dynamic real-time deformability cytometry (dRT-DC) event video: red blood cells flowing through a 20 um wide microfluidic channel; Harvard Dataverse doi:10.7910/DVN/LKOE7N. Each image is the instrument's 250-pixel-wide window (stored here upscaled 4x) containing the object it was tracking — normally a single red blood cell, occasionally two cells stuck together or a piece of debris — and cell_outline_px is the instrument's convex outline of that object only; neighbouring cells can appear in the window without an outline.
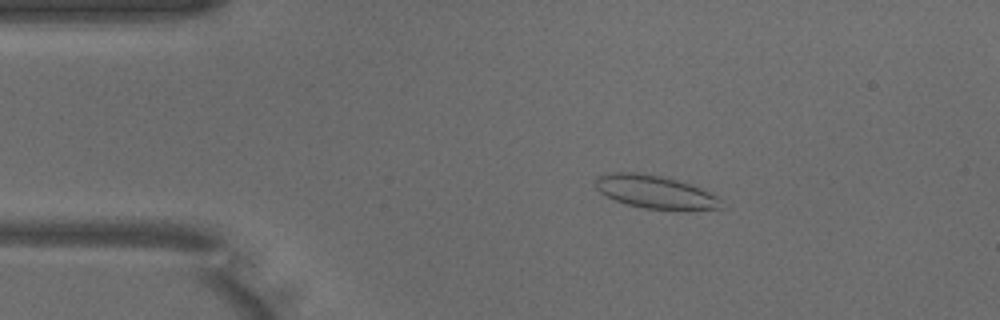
{"species": "common noctule bat (a hibernating species)", "species_latin": "Nyctalus noctula", "temperature_condition": "warm", "stored_images_in_passage": 47, "camera_frame_rate_fps": 3000, "um_per_image_px": 0.085, "animal": {"sex": "male", "body_mass_g": 18.8}, "frame": {"image": 1, "passage_image": 6, "time_ms": 1.667, "image_size_px": [1000, 320], "cell_outline_px": [[724, 208], [688, 212], [644, 208], [628, 204], [604, 196], [596, 188], [596, 176], [616, 172], [636, 172], [660, 176], [692, 184], [724, 200]], "centroid_in_image_um": [55.78, 16.36], "position_along_channel_um": 29.2, "area_um2": 24.8}}
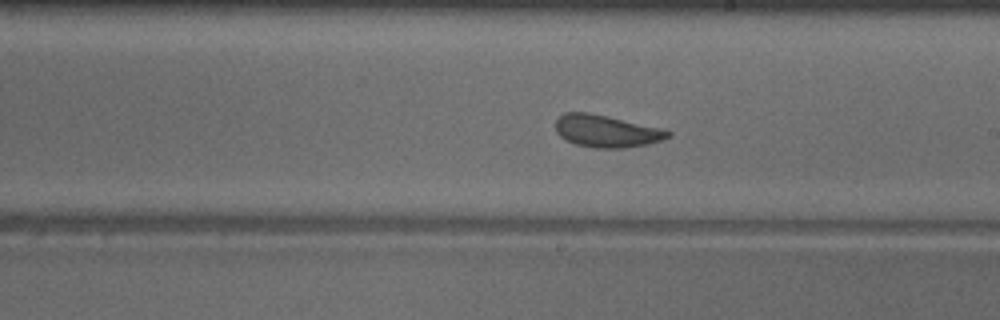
{"frame": {"image": 2, "passage_image": 25, "time_ms": 8.0, "image_size_px": [1000, 320], "cell_outline_px": [[672, 136], [660, 140], [644, 144], [624, 148], [596, 148], [576, 144], [560, 136], [556, 132], [556, 120], [564, 112], [588, 112], [608, 116], [664, 128], [672, 132]], "centroid_in_image_um": [51.56, 11.13], "position_along_channel_um": 237.4, "area_um2": 21.1}}
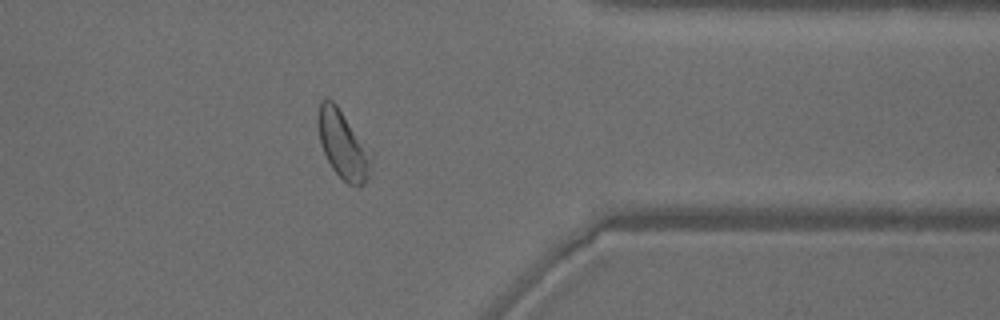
{"frame": {"image": 3, "passage_image": 37, "time_ms": 12.0, "image_size_px": [1000, 320], "cell_outline_px": [[376, 152], [372, 176], [364, 184], [348, 184], [332, 168], [320, 144], [316, 124], [316, 112], [320, 100], [324, 96], [332, 100], [336, 104]], "centroid_in_image_um": [29.23, 12.26], "position_along_channel_um": 382.2, "area_um2": 22.66}, "authors_computed_cell_mechanics": {"area_um2": 22.3108, "velocity_mm_per_s": 3.9846, "shape_relaxation_time_tau1_ms": 4.1894, "shape_relaxation_time_tau2_ms": 1.9076, "deformation_change_tau1": 0.1101, "deformation_change_tau2": 0.0753}}